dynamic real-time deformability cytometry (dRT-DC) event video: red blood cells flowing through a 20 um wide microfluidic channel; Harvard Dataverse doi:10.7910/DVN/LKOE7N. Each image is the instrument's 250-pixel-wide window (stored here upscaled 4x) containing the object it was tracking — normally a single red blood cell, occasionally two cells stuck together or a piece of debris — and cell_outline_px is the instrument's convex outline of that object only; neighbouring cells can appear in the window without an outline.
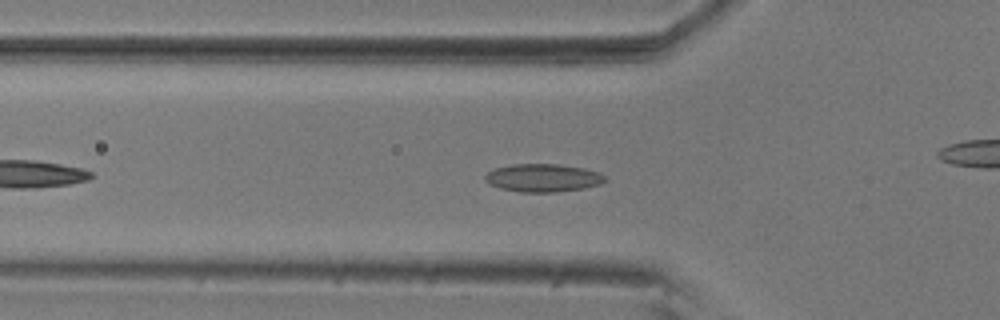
{"species": "common noctule bat (a hibernating species)", "species_latin": "Nyctalus noctula", "temperature_condition": "room temperature", "stored_images_in_passage": 40, "camera_frame_rate_fps": 3000, "um_per_image_px": 0.085, "animal": {"sex": "male", "body_mass_g": 20.5, "forearm_length_mm": 52.5}, "frame": {"image": 1, "passage_image": 2, "time_ms": 0.333, "image_size_px": [1000, 320], "cell_outline_px": [[608, 180], [600, 184], [584, 188], [556, 192], [520, 192], [500, 188], [488, 184], [484, 180], [484, 176], [488, 172], [496, 168], [512, 164], [560, 164], [584, 168], [600, 172]], "centroid_in_image_um": [46.16, 15.12], "position_along_channel_um": 79.6, "area_um2": 19.71}}
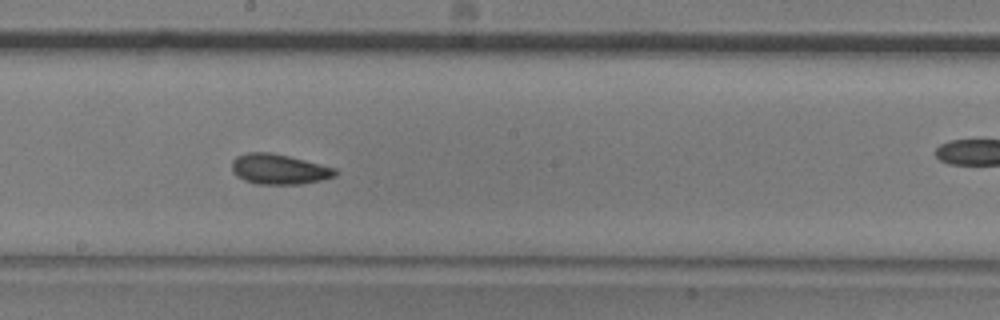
{"frame": {"image": 2, "passage_image": 14, "time_ms": 4.333, "image_size_px": [1000, 320], "cell_outline_px": [[336, 176], [320, 180], [300, 184], [256, 184], [244, 180], [236, 176], [232, 172], [232, 160], [236, 156], [248, 152], [272, 152], [336, 168]], "centroid_in_image_um": [23.67, 14.38], "position_along_channel_um": 224.5, "area_um2": 18.21}}
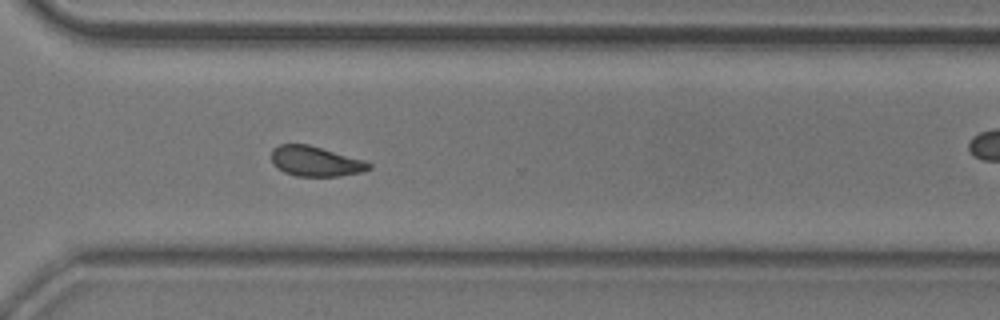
{"frame": {"image": 3, "passage_image": 24, "time_ms": 7.667, "image_size_px": [1000, 320], "cell_outline_px": [[372, 168], [360, 172], [340, 176], [296, 176], [284, 172], [276, 168], [272, 164], [272, 148], [280, 144], [308, 144], [364, 160], [372, 164]], "centroid_in_image_um": [26.79, 13.71], "position_along_channel_um": 343.8, "area_um2": 17.11}, "authors_computed_cell_mechanics": {"area_um2": 17.6001, "velocity_mm_per_s": 3.6005, "shape_relaxation_time_tau1_ms": 4.5036, "shape_relaxation_time_tau2_ms": 2.3694, "deformation_change_tau1": 0.1098, "deformation_change_tau2": 0.0711}}